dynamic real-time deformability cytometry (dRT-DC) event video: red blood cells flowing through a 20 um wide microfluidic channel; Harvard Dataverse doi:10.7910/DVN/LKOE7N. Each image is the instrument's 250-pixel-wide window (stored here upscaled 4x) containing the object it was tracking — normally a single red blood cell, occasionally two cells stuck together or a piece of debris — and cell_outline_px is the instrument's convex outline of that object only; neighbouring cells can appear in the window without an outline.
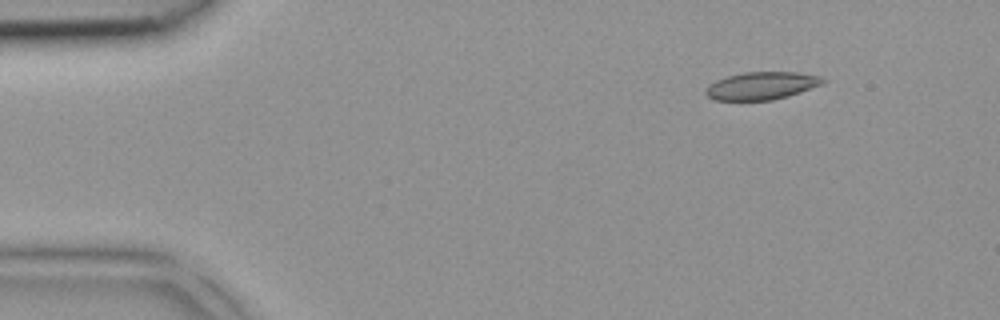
{"species": "common noctule bat (a hibernating species)", "species_latin": "Nyctalus noctula", "temperature_condition": "room temperature", "stored_images_in_passage": 3, "camera_frame_rate_fps": 3000, "um_per_image_px": 0.085, "animal": {"sex": "female", "body_mass_g": 18.4}, "frame": {"image": 1, "passage_image": 1, "time_ms": 0.0, "image_size_px": [1000, 320], "cell_outline_px": [[828, 80], [824, 84], [788, 96], [772, 100], [712, 100], [704, 92], [716, 80], [728, 76], [744, 72], [796, 72], [820, 76]], "centroid_in_image_um": [64.79, 7.29], "position_along_channel_um": 20.2, "area_um2": 18.84}}
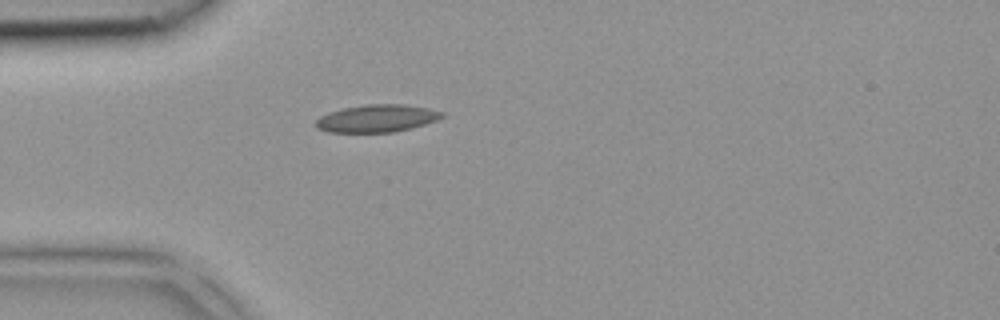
{"frame": {"image": 2, "passage_image": 3, "time_ms": 0.667, "image_size_px": [1000, 320], "cell_outline_px": [[444, 116], [436, 120], [412, 128], [392, 132], [328, 132], [316, 128], [316, 120], [320, 116], [328, 112], [344, 108], [364, 104], [404, 104], [428, 108], [444, 112]], "centroid_in_image_um": [32.02, 10.06], "position_along_channel_um": 53.0, "area_um2": 20.23}}